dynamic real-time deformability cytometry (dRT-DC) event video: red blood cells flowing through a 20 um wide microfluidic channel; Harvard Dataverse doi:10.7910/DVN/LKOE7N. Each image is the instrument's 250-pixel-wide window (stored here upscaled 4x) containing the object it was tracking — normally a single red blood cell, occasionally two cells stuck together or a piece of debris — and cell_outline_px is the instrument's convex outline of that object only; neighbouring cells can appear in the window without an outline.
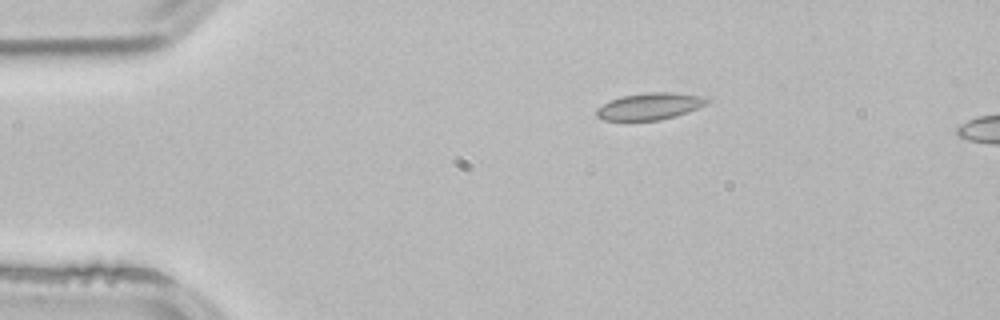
{"species": "common noctule bat (a hibernating species)", "species_latin": "Nyctalus noctula", "temperature_condition": "room temperature", "stored_images_in_passage": 2, "camera_frame_rate_fps": 3000, "um_per_image_px": 0.085, "animal": {"sex": "male", "body_mass_g": 21.5, "forearm_length_mm": 52.0}, "frame": {"image": 1, "passage_image": 1, "time_ms": 0.0, "image_size_px": [1000, 320], "cell_outline_px": [[708, 104], [688, 112], [660, 120], [628, 124], [604, 120], [596, 116], [596, 108], [612, 100], [624, 96], [648, 92], [672, 92], [700, 96], [708, 100]], "centroid_in_image_um": [55.16, 9.1], "position_along_channel_um": 29.8, "area_um2": 17.8}}